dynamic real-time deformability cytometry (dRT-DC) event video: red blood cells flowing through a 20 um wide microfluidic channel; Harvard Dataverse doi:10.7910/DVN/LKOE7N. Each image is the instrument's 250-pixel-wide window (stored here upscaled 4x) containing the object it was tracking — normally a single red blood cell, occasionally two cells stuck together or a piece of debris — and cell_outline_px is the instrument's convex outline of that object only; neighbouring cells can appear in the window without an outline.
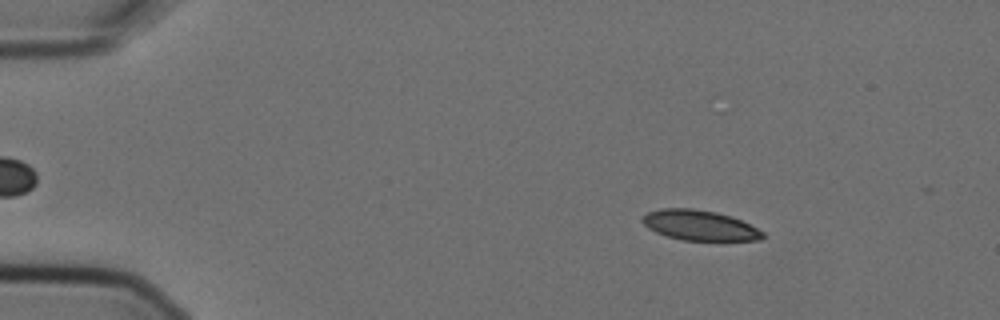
{"species": "Egyptian fruit bat (a non-hibernating species)", "species_latin": "Rousettus aegyptiacus", "temperature_condition": "cold", "stored_images_in_passage": 3, "camera_frame_rate_fps": 3000, "um_per_image_px": 0.085, "animal": {"sex": "female"}, "frame": {"image": 1, "passage_image": 1, "time_ms": 0.0, "image_size_px": [1000, 320], "cell_outline_px": [[764, 236], [760, 240], [684, 240], [668, 236], [656, 232], [648, 228], [640, 220], [648, 212], [660, 208], [692, 208], [716, 212], [732, 216], [764, 232]], "centroid_in_image_um": [59.45, 19.14], "position_along_channel_um": 25.6, "area_um2": 20.98}}